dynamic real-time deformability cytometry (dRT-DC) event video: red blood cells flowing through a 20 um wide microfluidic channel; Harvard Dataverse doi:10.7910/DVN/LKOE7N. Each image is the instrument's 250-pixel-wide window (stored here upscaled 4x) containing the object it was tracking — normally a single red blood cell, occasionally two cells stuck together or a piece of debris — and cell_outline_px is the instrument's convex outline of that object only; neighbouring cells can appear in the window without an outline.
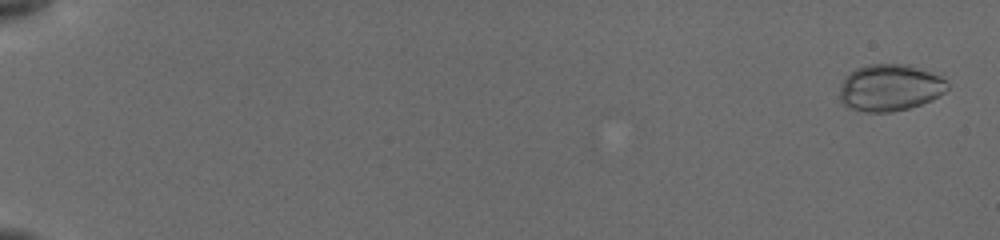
{"species": "common noctule bat (a hibernating species)", "species_latin": "Nyctalus noctula", "temperature_condition": "cold", "stored_images_in_passage": 20, "camera_frame_rate_fps": 3000, "um_per_image_px": 0.085, "animal": {"sex": "female", "body_mass_g": 19.5, "forearm_length_mm": 54.1}, "frame": {"image": 1, "passage_image": 2, "time_ms": 0.333, "image_size_px": [1000, 240], "cell_outline_px": [[948, 88], [944, 92], [932, 100], [908, 108], [892, 112], [864, 112], [848, 108], [840, 100], [840, 84], [844, 76], [856, 68], [868, 64], [904, 64], [940, 76], [948, 84]], "centroid_in_image_um": [75.58, 7.46], "position_along_channel_um": 9.4, "area_um2": 29.3}}
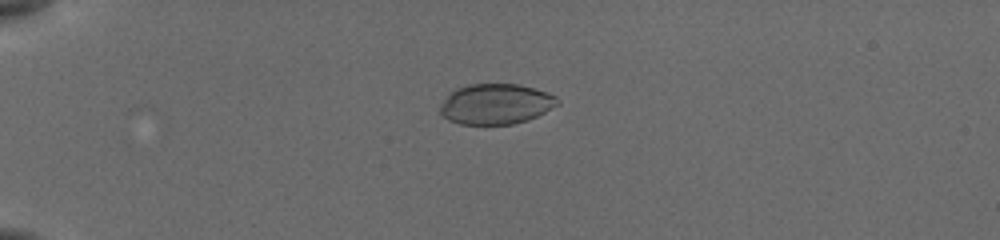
{"frame": {"image": 2, "passage_image": 11, "time_ms": 5.0, "image_size_px": [1000, 240], "cell_outline_px": [[560, 104], [528, 120], [512, 124], [460, 124], [448, 120], [440, 112], [440, 108], [444, 100], [456, 88], [468, 84], [520, 84], [556, 96], [560, 100]], "centroid_in_image_um": [42.16, 8.84], "position_along_channel_um": 42.8, "area_um2": 27.46}}
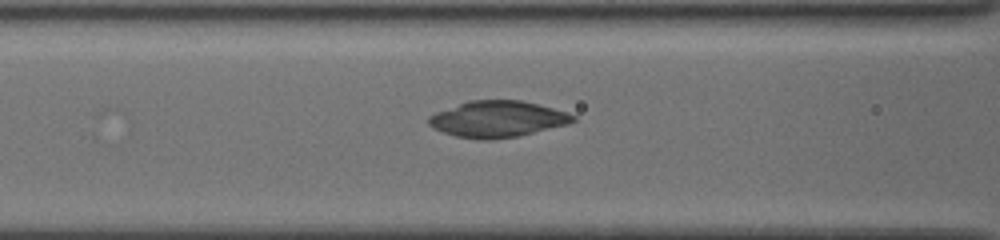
{"frame": {"image": 3, "passage_image": 19, "time_ms": 8.333, "image_size_px": [1000, 240], "cell_outline_px": [[576, 120], [568, 124], [516, 136], [488, 140], [476, 140], [456, 136], [432, 128], [428, 124], [428, 116], [436, 112], [468, 100], [520, 100], [568, 112], [576, 116]], "centroid_in_image_um": [42.26, 10.12], "position_along_channel_um": 124.3, "area_um2": 30.4}}